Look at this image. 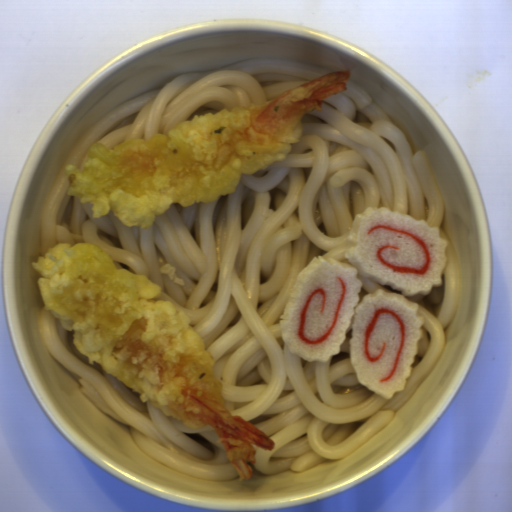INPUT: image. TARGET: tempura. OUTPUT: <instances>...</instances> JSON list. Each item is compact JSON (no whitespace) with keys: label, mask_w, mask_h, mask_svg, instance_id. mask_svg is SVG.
<instances>
[{"label":"tempura","mask_w":512,"mask_h":512,"mask_svg":"<svg viewBox=\"0 0 512 512\" xmlns=\"http://www.w3.org/2000/svg\"><path fill=\"white\" fill-rule=\"evenodd\" d=\"M31 266L45 309L88 361L167 416L209 428L240 479L253 478L257 448L276 443L227 407L214 355L156 283L92 242L56 243Z\"/></svg>","instance_id":"8679c707"},{"label":"tempura","mask_w":512,"mask_h":512,"mask_svg":"<svg viewBox=\"0 0 512 512\" xmlns=\"http://www.w3.org/2000/svg\"><path fill=\"white\" fill-rule=\"evenodd\" d=\"M350 71L336 70L265 103L195 114L149 139L109 149L94 143L85 169L67 164L68 196L90 202L91 218L112 212L129 228H149L173 204L212 203L244 175L286 159L304 117L347 90Z\"/></svg>","instance_id":"d4f62c59"}]
</instances>
